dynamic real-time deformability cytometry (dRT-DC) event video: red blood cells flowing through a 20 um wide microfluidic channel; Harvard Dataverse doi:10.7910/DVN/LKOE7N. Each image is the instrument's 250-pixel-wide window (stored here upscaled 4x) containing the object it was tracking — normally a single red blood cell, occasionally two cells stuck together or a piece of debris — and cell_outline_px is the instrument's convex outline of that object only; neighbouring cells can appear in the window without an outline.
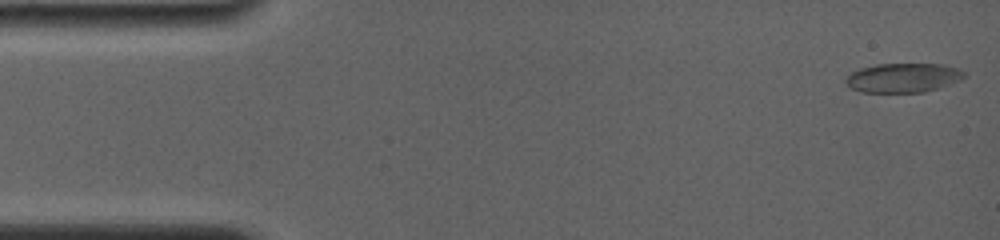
{"species": "common noctule bat (a hibernating species)", "species_latin": "Nyctalus noctula", "temperature_condition": "room temperature", "stored_images_in_passage": 22, "camera_frame_rate_fps": 4000, "um_per_image_px": 0.085, "animal": {"sex": "female", "body_mass_g": 19.0, "forearm_length_mm": 56.7}, "frame": {"image": 1, "passage_image": 1, "time_ms": 0.0, "image_size_px": [1000, 240], "cell_outline_px": [[968, 72], [960, 80], [924, 92], [860, 92], [852, 88], [844, 80], [852, 72], [860, 68], [876, 64], [944, 64], [960, 68]], "centroid_in_image_um": [76.8, 6.6], "position_along_channel_um": 8.2, "area_um2": 20.17}}
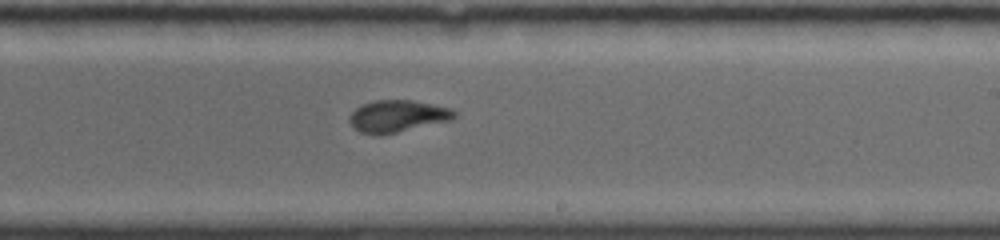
{"frame": {"image": 2, "passage_image": 10, "time_ms": 9.5, "image_size_px": [1000, 240], "cell_outline_px": [[456, 116], [452, 120], [380, 136], [360, 132], [348, 120], [348, 116], [356, 108], [364, 104], [376, 100], [412, 100], [452, 108], [456, 112]], "centroid_in_image_um": [33.8, 9.88], "position_along_channel_um": 255.2, "area_um2": 19.59}}
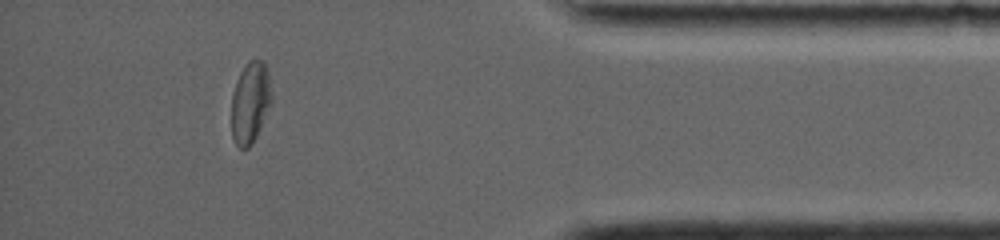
{"frame": {"image": 3, "passage_image": 19, "time_ms": 14.25, "image_size_px": [1000, 240], "cell_outline_px": [[272, 100], [260, 128], [252, 144], [248, 148], [240, 148], [236, 144], [232, 136], [232, 92], [236, 80], [240, 72], [248, 60], [264, 60], [268, 68], [272, 96]], "centroid_in_image_um": [21.28, 8.67], "position_along_channel_um": 413.9, "area_um2": 19.13}, "authors_computed_cell_mechanics": {"area_um2": 19.652, "velocity_mm_per_s": 3.8505, "shape_relaxation_time_tau1_ms": 7.291, "shape_relaxation_time_tau2_ms": 1.1811, "deformation_change_tau1": 0.1764, "deformation_change_tau2": 0.0435}}